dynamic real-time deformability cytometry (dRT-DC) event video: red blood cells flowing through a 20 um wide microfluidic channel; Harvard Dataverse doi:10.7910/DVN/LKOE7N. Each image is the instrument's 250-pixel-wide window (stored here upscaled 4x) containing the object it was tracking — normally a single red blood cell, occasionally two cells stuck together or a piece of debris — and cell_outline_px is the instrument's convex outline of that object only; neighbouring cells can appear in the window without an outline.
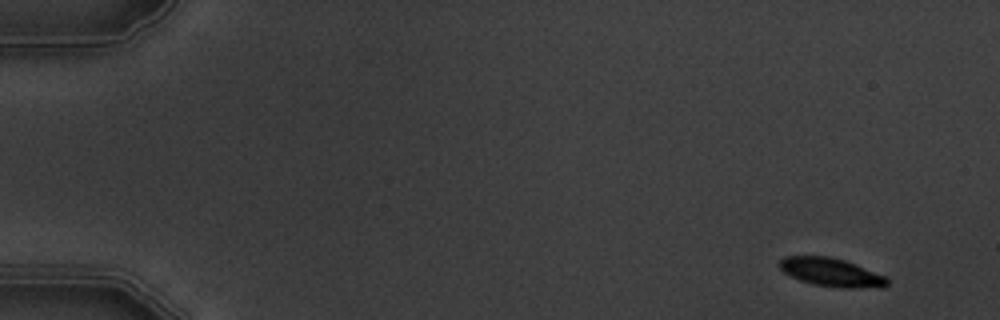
{"species": "common noctule bat (a hibernating species)", "species_latin": "Nyctalus noctula", "temperature_condition": "warm", "stored_images_in_passage": 8, "camera_frame_rate_fps": 3000, "um_per_image_px": 0.085, "animal": {"sex": "male", "body_mass_g": 19.5, "forearm_length_mm": 54.6}, "frame": {"image": 1, "passage_image": 1, "time_ms": 0.0, "image_size_px": [1000, 320], "cell_outline_px": [[888, 284], [884, 288], [840, 288], [812, 284], [800, 280], [784, 272], [776, 264], [784, 256], [828, 256], [844, 260], [856, 264], [884, 276], [888, 280]], "centroid_in_image_um": [70.65, 23.15], "position_along_channel_um": 14.3, "area_um2": 17.92}}
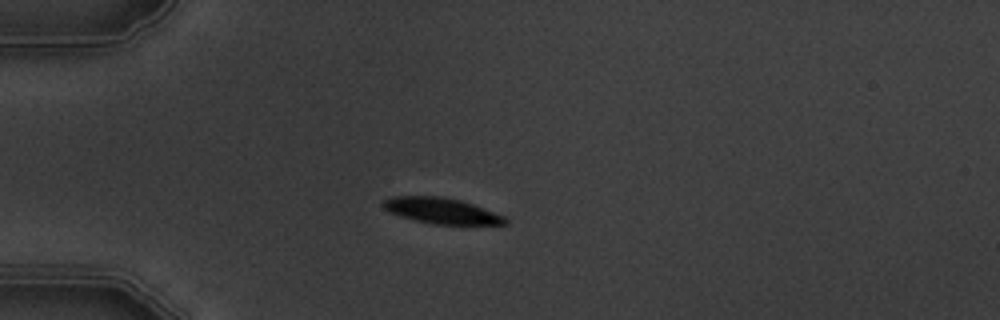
{"frame": {"image": 2, "passage_image": 4, "time_ms": 4.0, "image_size_px": [1000, 320], "cell_outline_px": [[508, 224], [432, 224], [400, 216], [388, 212], [384, 208], [384, 200], [392, 196], [440, 196], [460, 200], [472, 204], [504, 216], [508, 220]], "centroid_in_image_um": [37.51, 17.91], "position_along_channel_um": 47.5, "area_um2": 18.09}}